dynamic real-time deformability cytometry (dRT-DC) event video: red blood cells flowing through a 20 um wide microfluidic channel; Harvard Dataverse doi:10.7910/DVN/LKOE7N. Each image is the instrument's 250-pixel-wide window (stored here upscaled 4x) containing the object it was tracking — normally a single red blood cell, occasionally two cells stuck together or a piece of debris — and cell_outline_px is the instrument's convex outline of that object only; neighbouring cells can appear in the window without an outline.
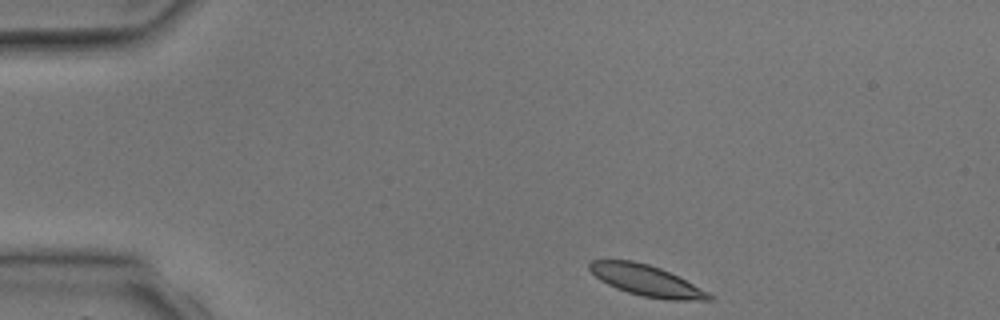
{"species": "common noctule bat (a hibernating species)", "species_latin": "Nyctalus noctula", "temperature_condition": "room temperature", "stored_images_in_passage": 3, "camera_frame_rate_fps": 3000, "um_per_image_px": 0.085, "animal": {"sex": "male", "body_mass_g": 17.9, "forearm_length_mm": 54.2}, "frame": {"image": 1, "passage_image": 1, "time_ms": 0.0, "image_size_px": [1000, 320], "cell_outline_px": [[712, 300], [668, 300], [644, 296], [628, 292], [616, 288], [600, 280], [588, 268], [588, 264], [592, 260], [632, 260], [648, 264], [660, 268], [708, 292], [712, 296]], "centroid_in_image_um": [54.91, 23.84], "position_along_channel_um": 30.1, "area_um2": 21.1}}